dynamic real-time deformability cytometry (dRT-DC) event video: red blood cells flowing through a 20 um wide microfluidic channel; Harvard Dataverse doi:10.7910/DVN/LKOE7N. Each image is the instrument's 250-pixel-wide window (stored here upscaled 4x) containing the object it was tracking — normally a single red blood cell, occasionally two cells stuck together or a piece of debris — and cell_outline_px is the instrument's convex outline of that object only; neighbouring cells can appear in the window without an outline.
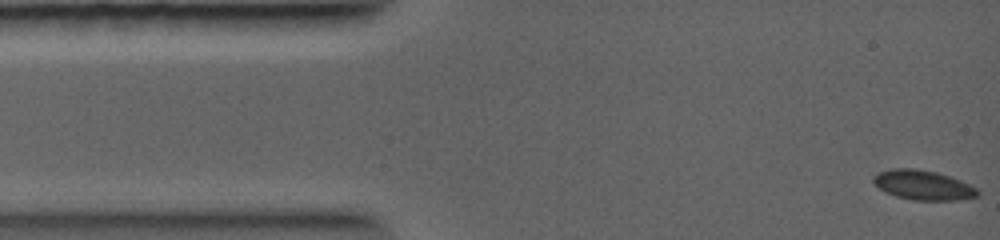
{"species": "common noctule bat (a hibernating species)", "species_latin": "Nyctalus noctula", "temperature_condition": "warm", "stored_images_in_passage": 12, "camera_frame_rate_fps": 5000, "um_per_image_px": 0.085, "animal": {"sex": "female", "body_mass_g": 19.0, "forearm_length_mm": 56.7}, "frame": {"image": 1, "passage_image": 1, "time_ms": 0.0, "image_size_px": [1000, 240], "cell_outline_px": [[980, 196], [956, 200], [912, 200], [896, 196], [884, 192], [872, 180], [872, 176], [880, 172], [892, 168], [916, 168], [936, 172], [960, 180], [976, 188], [980, 192]], "centroid_in_image_um": [78.46, 15.73], "position_along_channel_um": 6.5, "area_um2": 17.98}}